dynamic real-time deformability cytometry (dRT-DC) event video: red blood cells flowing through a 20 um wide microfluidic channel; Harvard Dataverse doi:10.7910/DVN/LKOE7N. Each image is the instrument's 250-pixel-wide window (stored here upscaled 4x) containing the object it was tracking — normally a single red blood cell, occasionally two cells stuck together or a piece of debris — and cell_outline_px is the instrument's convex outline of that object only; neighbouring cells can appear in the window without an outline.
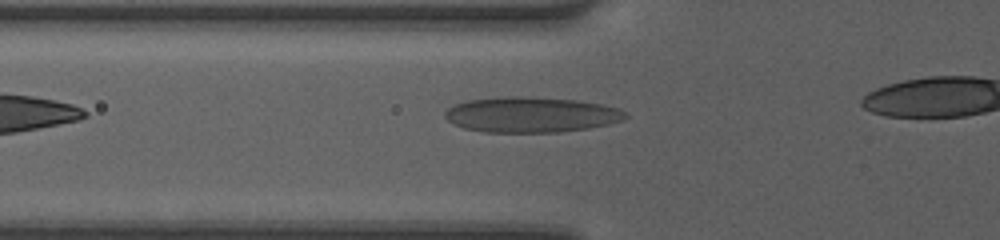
{"species": "human", "species_latin": "Homo sapiens", "temperature_condition": "room temperature", "stored_images_in_passage": 24, "camera_frame_rate_fps": 3000, "um_per_image_px": 0.085, "donor": {"sex": "female"}, "frame": {"image": 1, "passage_image": 3, "time_ms": 0.667, "image_size_px": [1000, 240], "cell_outline_px": [[628, 116], [624, 120], [608, 124], [588, 128], [560, 132], [484, 132], [464, 128], [452, 124], [444, 116], [444, 112], [448, 108], [456, 104], [468, 100], [496, 96], [524, 96], [576, 100], [600, 104], [620, 108], [628, 112]], "centroid_in_image_um": [45.14, 9.74], "position_along_channel_um": 80.7, "area_um2": 37.57}}
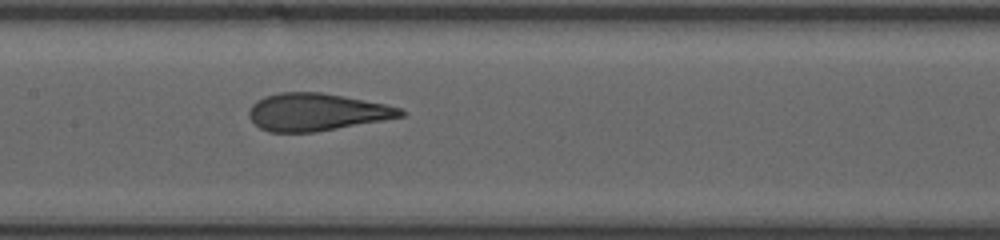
{"frame": {"image": 2, "passage_image": 10, "time_ms": 3.0, "image_size_px": [1000, 240], "cell_outline_px": [[404, 116], [384, 120], [316, 132], [268, 132], [260, 128], [248, 116], [248, 112], [252, 104], [256, 100], [264, 96], [280, 92], [320, 92], [344, 96], [388, 104], [400, 108], [404, 112]], "centroid_in_image_um": [26.9, 9.52], "position_along_channel_um": 180.5, "area_um2": 33.18}}
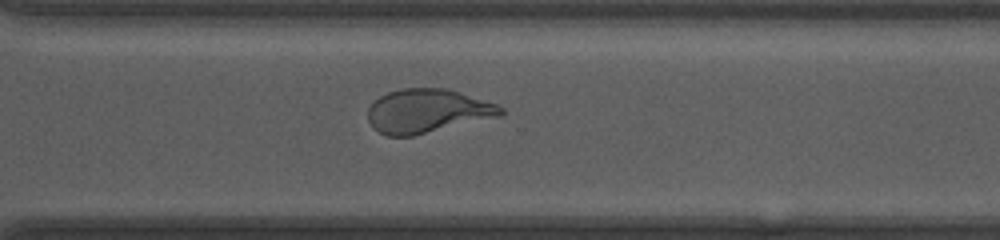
{"frame": {"image": 3, "passage_image": 21, "time_ms": 6.667, "image_size_px": [1000, 240], "cell_outline_px": [[504, 112], [500, 116], [412, 136], [388, 136], [372, 128], [368, 120], [368, 108], [380, 96], [388, 92], [404, 88], [444, 88], [460, 92], [496, 104], [504, 108]], "centroid_in_image_um": [36.31, 9.44], "position_along_channel_um": 334.3, "area_um2": 33.7}}